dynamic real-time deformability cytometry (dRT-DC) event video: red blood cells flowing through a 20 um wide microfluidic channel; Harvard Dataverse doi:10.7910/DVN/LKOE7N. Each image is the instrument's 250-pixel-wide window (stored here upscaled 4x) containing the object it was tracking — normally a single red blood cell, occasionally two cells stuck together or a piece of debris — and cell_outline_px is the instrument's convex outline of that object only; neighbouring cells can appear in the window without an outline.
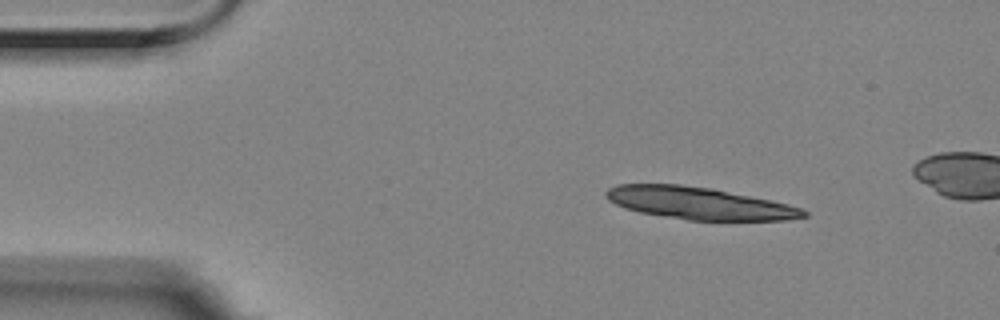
{"species": "Egyptian fruit bat (a non-hibernating species)", "species_latin": "Rousettus aegyptiacus", "temperature_condition": "room temperature", "stored_images_in_passage": 4, "camera_frame_rate_fps": 3000, "um_per_image_px": 0.085, "animal": {"sex": "female"}, "frame": {"image": 1, "passage_image": 1, "time_ms": 0.0, "image_size_px": [1000, 320], "cell_outline_px": [[808, 216], [788, 220], [688, 220], [640, 212], [624, 208], [608, 200], [604, 196], [604, 192], [608, 188], [616, 184], [680, 184], [712, 188], [788, 204], [804, 208], [808, 212]], "centroid_in_image_um": [59.41, 17.27], "position_along_channel_um": 25.6, "area_um2": 37.11}}